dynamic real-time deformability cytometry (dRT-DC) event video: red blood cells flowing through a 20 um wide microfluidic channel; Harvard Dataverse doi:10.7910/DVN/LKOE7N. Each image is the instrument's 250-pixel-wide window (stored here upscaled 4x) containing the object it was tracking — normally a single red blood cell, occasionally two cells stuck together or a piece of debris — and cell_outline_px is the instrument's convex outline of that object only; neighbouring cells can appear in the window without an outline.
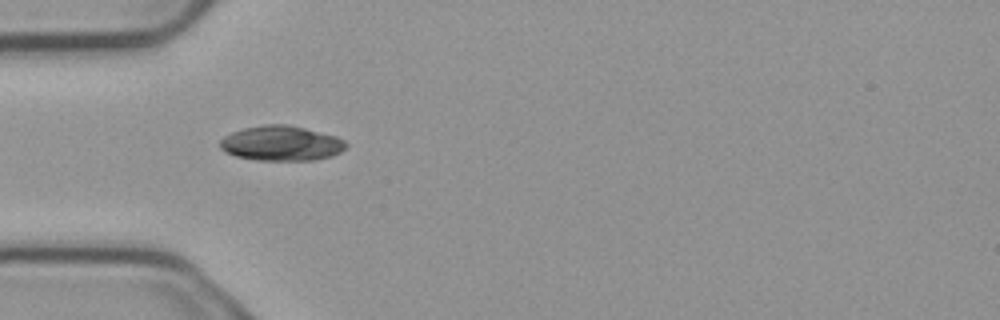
{"species": "common noctule bat (a hibernating species)", "species_latin": "Nyctalus noctula", "temperature_condition": "cold", "stored_images_in_passage": 5, "camera_frame_rate_fps": 3000, "um_per_image_px": 0.085, "animal": {"sex": "male", "body_mass_g": 23.1, "forearm_length_mm": 52.7}, "frame": {"image": 1, "passage_image": 5, "time_ms": 1.333, "image_size_px": [1000, 320], "cell_outline_px": [[348, 144], [340, 152], [332, 156], [312, 160], [256, 160], [236, 156], [220, 148], [220, 140], [224, 136], [232, 132], [244, 128], [264, 124], [288, 124], [336, 136], [344, 140]], "centroid_in_image_um": [23.91, 12.17], "position_along_channel_um": 61.1, "area_um2": 25.55}}